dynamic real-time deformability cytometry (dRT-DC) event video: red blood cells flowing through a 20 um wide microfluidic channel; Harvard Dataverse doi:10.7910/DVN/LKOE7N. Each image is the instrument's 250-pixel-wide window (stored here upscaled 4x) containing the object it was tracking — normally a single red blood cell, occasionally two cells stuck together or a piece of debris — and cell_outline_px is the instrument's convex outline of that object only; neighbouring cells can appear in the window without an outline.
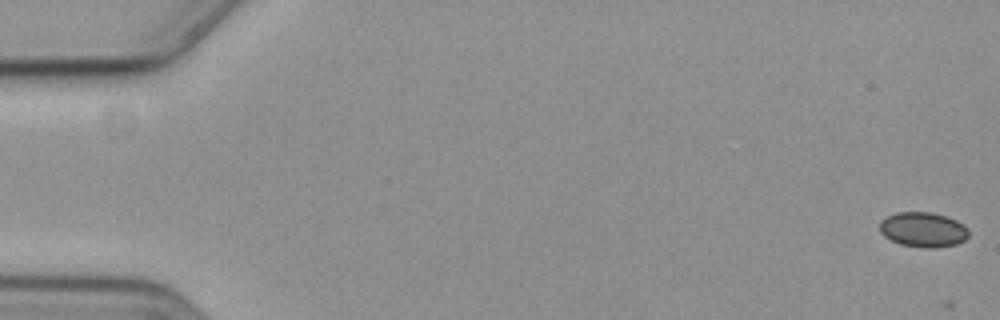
{"species": "common noctule bat (a hibernating species)", "species_latin": "Nyctalus noctula", "temperature_condition": "cold", "stored_images_in_passage": 2, "camera_frame_rate_fps": 3000, "um_per_image_px": 0.085, "animal": {"sex": "female", "body_mass_g": 19.3, "forearm_length_mm": 54.1}, "frame": {"image": 1, "passage_image": 1, "time_ms": 0.0, "image_size_px": [1000, 320], "cell_outline_px": [[968, 236], [964, 240], [956, 244], [936, 248], [920, 248], [900, 244], [884, 236], [880, 232], [880, 220], [896, 212], [932, 212], [956, 220], [964, 224], [968, 228]], "centroid_in_image_um": [78.47, 19.52], "position_along_channel_um": 6.5, "area_um2": 18.21}}